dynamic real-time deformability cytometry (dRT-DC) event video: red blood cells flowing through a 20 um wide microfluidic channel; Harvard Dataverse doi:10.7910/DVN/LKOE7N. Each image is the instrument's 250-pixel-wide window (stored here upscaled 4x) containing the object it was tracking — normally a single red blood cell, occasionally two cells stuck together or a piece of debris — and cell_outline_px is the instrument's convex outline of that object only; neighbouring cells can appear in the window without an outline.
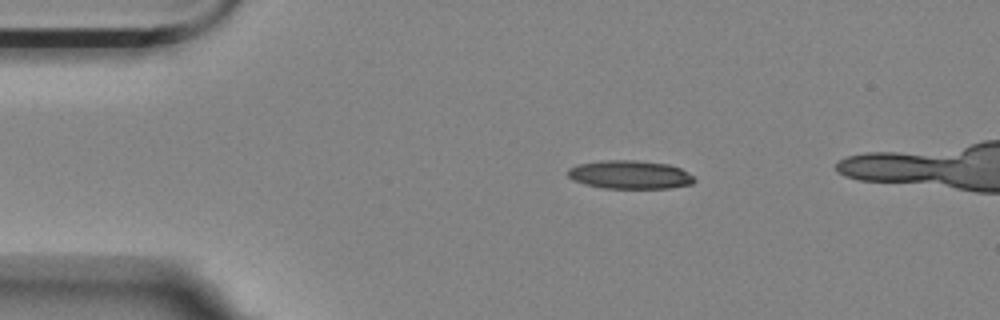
{"species": "Egyptian fruit bat (a non-hibernating species)", "species_latin": "Rousettus aegyptiacus", "temperature_condition": "room temperature", "stored_images_in_passage": 9, "camera_frame_rate_fps": 3000, "um_per_image_px": 0.085, "animal": {"sex": "female"}, "frame": {"image": 1, "passage_image": 3, "time_ms": 2.333, "image_size_px": [1000, 320], "cell_outline_px": [[696, 180], [692, 184], [668, 188], [604, 188], [584, 184], [568, 176], [568, 168], [580, 164], [600, 160], [636, 160], [668, 164], [680, 168], [692, 176]], "centroid_in_image_um": [53.54, 14.84], "position_along_channel_um": 31.5, "area_um2": 20.81}}
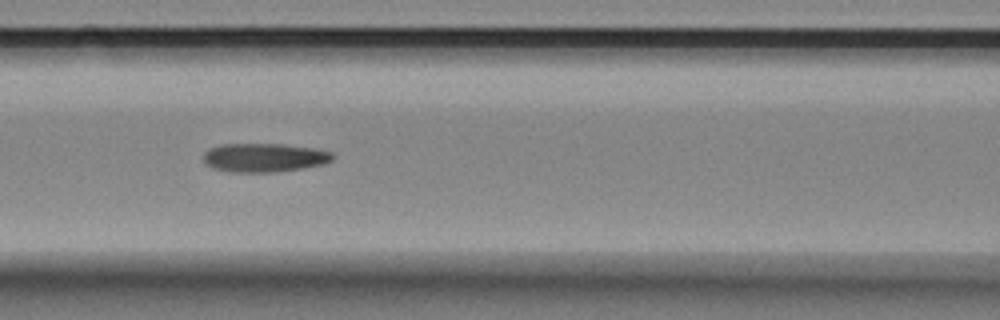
{"frame": {"image": 2, "passage_image": 7, "time_ms": 6.667, "image_size_px": [1000, 320], "cell_outline_px": [[332, 160], [324, 164], [304, 168], [276, 172], [228, 172], [212, 168], [204, 160], [204, 152], [208, 148], [220, 144], [284, 144], [312, 148], [332, 152]], "centroid_in_image_um": [22.44, 13.4], "position_along_channel_um": 144.2, "area_um2": 21.73}}
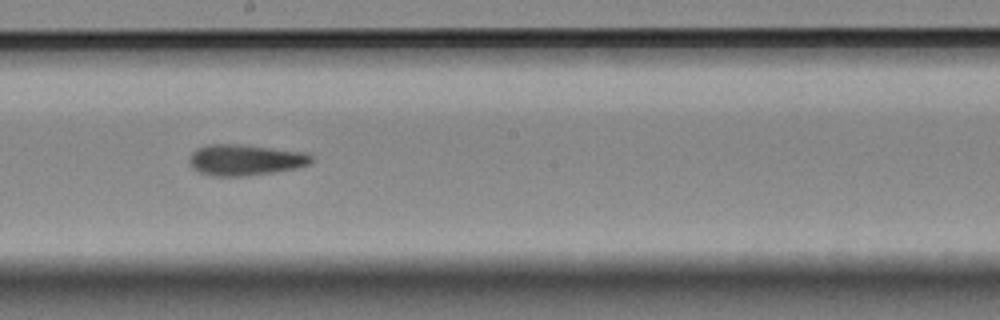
{"frame": {"image": 3, "passage_image": 9, "time_ms": 9.0, "image_size_px": [1000, 320], "cell_outline_px": [[312, 160], [308, 164], [296, 168], [272, 172], [244, 176], [212, 176], [200, 172], [192, 168], [188, 160], [188, 156], [196, 148], [208, 144], [240, 144], [308, 152], [312, 156]], "centroid_in_image_um": [20.81, 13.58], "position_along_channel_um": 227.4, "area_um2": 22.2}}